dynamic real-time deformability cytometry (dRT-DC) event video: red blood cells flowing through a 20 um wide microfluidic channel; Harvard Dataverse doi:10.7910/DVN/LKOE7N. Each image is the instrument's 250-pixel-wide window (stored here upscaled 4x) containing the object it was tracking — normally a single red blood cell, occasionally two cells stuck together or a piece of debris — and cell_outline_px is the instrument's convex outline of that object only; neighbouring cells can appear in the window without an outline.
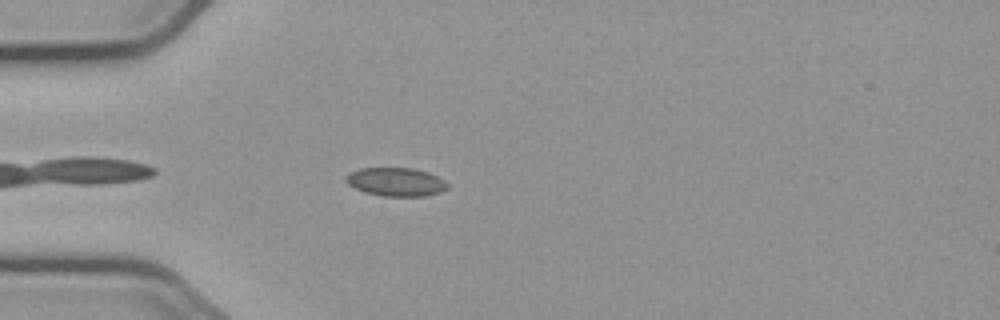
{"species": "common noctule bat (a hibernating species)", "species_latin": "Nyctalus noctula", "temperature_condition": "cold", "stored_images_in_passage": 36, "camera_frame_rate_fps": 3000, "um_per_image_px": 0.085, "animal": {"sex": "male", "body_mass_g": 23.1, "forearm_length_mm": 52.7}, "frame": {"image": 1, "passage_image": 4, "time_ms": 1.0, "image_size_px": [1000, 320], "cell_outline_px": [[448, 188], [440, 192], [424, 196], [380, 196], [364, 192], [348, 184], [344, 180], [344, 176], [360, 168], [412, 168], [428, 172], [444, 180], [448, 184]], "centroid_in_image_um": [33.64, 15.46], "position_along_channel_um": 51.4, "area_um2": 16.88}}
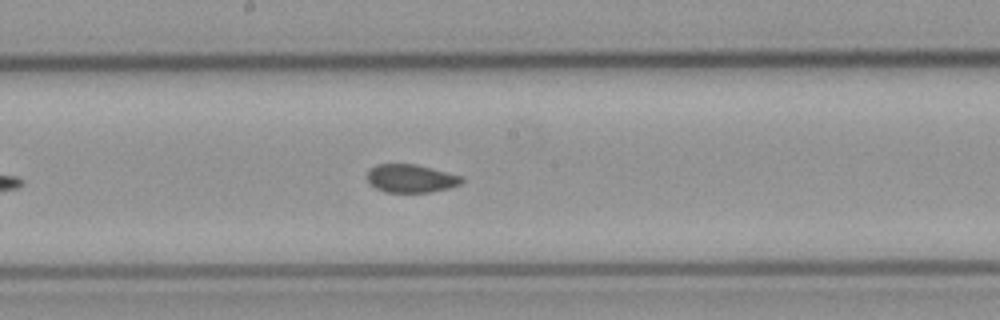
{"frame": {"image": 2, "passage_image": 18, "time_ms": 5.667, "image_size_px": [1000, 320], "cell_outline_px": [[464, 180], [460, 184], [448, 188], [432, 192], [384, 192], [368, 184], [364, 176], [368, 168], [376, 164], [416, 164], [432, 168], [460, 176]], "centroid_in_image_um": [34.82, 15.16], "position_along_channel_um": 213.4, "area_um2": 15.78}}
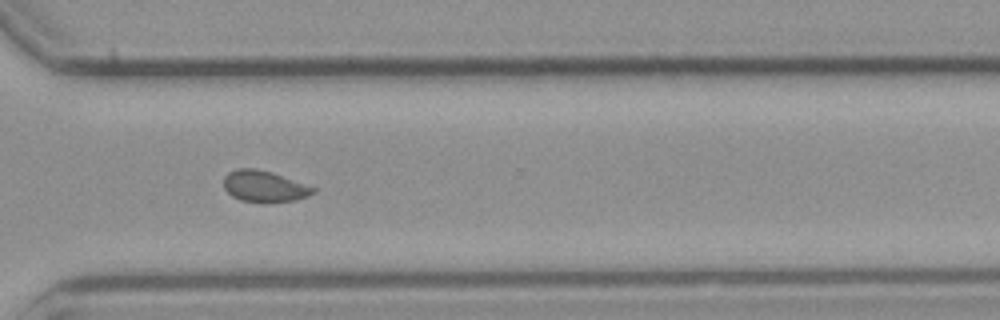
{"frame": {"image": 3, "passage_image": 29, "time_ms": 9.333, "image_size_px": [1000, 320], "cell_outline_px": [[316, 192], [308, 196], [296, 200], [268, 204], [240, 200], [232, 196], [224, 188], [224, 176], [228, 172], [236, 168], [256, 168], [272, 172], [316, 188]], "centroid_in_image_um": [22.46, 15.85], "position_along_channel_um": 348.1, "area_um2": 16.65}, "authors_computed_cell_mechanics": {"area_um2": 16.4152, "velocity_mm_per_s": 3.6921, "shape_relaxation_time_tau1_ms": null, "shape_relaxation_time_tau2_ms": 0.7041, "deformation_change_tau1": null, "deformation_change_tau2": 0.0503}}